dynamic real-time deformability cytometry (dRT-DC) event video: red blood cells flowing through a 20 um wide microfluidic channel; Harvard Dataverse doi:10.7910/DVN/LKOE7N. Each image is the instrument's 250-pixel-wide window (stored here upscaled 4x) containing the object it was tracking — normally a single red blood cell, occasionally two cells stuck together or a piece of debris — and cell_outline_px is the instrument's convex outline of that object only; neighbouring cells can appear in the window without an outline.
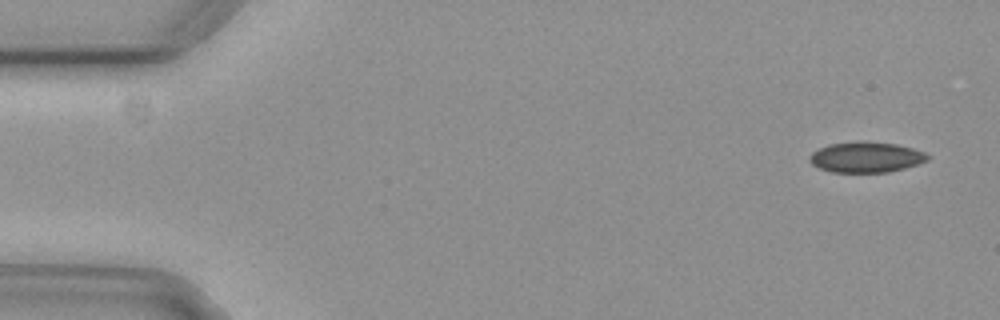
{"species": "common noctule bat (a hibernating species)", "species_latin": "Nyctalus noctula", "temperature_condition": "cold", "stored_images_in_passage": 6, "camera_frame_rate_fps": 3000, "um_per_image_px": 0.085, "animal": {"sex": "female", "body_mass_g": 29.2, "forearm_length_mm": 56.3}, "frame": {"image": 1, "passage_image": 1, "time_ms": 0.0, "image_size_px": [1000, 320], "cell_outline_px": [[928, 160], [904, 168], [888, 172], [832, 172], [820, 168], [812, 164], [808, 160], [808, 156], [812, 152], [828, 144], [856, 140], [864, 140], [896, 144], [912, 148], [924, 152], [928, 156]], "centroid_in_image_um": [73.57, 13.34], "position_along_channel_um": 11.4, "area_um2": 21.15}}